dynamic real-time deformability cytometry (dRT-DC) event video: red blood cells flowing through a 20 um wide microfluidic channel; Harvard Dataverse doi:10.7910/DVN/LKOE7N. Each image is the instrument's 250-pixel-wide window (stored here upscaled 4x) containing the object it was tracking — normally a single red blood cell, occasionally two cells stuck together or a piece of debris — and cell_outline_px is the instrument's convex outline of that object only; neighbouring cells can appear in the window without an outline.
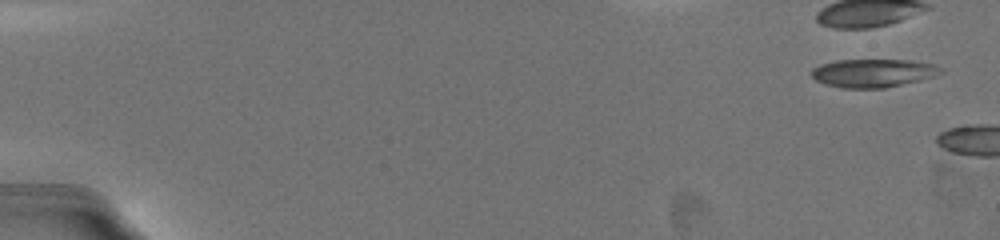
{"species": "common noctule bat (a hibernating species)", "species_latin": "Nyctalus noctula", "temperature_condition": "warm", "stored_images_in_passage": 5, "camera_frame_rate_fps": 3000, "um_per_image_px": 0.085, "animal": {"sex": "female", "body_mass_g": 19.5, "forearm_length_mm": 54.1}, "frame": {"image": 1, "passage_image": 1, "time_ms": 0.0, "image_size_px": [1000, 240], "cell_outline_px": [[944, 72], [920, 80], [884, 88], [840, 88], [824, 84], [816, 80], [812, 76], [812, 68], [820, 64], [836, 60], [912, 60], [936, 64]], "centroid_in_image_um": [74.2, 6.2], "position_along_channel_um": 10.8, "area_um2": 21.33}}